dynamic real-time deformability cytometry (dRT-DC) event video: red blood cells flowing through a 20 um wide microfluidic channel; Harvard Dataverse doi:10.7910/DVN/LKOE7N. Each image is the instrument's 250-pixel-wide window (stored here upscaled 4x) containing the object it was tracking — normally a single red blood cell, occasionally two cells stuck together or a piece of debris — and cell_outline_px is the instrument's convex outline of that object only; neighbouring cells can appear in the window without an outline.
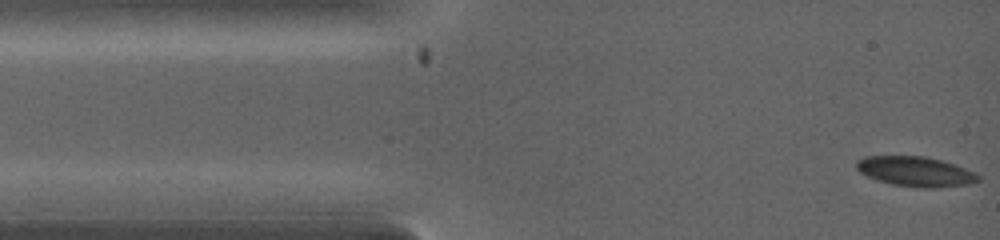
{"species": "common noctule bat (a hibernating species)", "species_latin": "Nyctalus noctula", "temperature_condition": "warm", "stored_images_in_passage": 24, "camera_frame_rate_fps": 5000, "um_per_image_px": 0.085, "animal": {"sex": "female", "body_mass_g": 19.0, "forearm_length_mm": 53.3}, "frame": {"image": 1, "passage_image": 1, "time_ms": 0.0, "image_size_px": [1000, 240], "cell_outline_px": [[980, 180], [968, 184], [936, 188], [920, 188], [892, 184], [876, 180], [860, 172], [856, 168], [856, 160], [864, 156], [924, 156], [940, 160], [964, 168], [980, 176]], "centroid_in_image_um": [77.78, 14.58], "position_along_channel_um": 7.2, "area_um2": 21.1}}
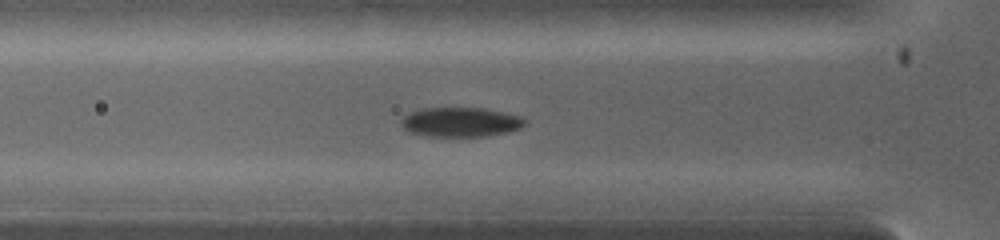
{"frame": {"image": 2, "passage_image": 15, "time_ms": 2.6, "image_size_px": [1000, 240], "cell_outline_px": [[528, 120], [520, 128], [508, 132], [488, 136], [428, 136], [408, 132], [400, 124], [400, 120], [408, 112], [424, 108], [484, 108], [520, 116]], "centroid_in_image_um": [39.13, 10.38], "position_along_channel_um": 86.7, "area_um2": 21.33}}
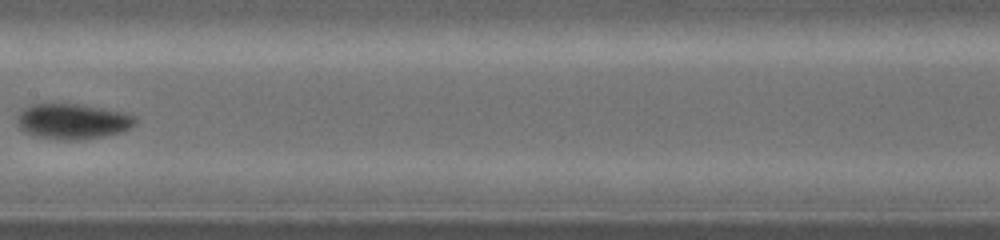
{"frame": {"image": 3, "passage_image": 24, "time_ms": 4.6, "image_size_px": [1000, 240], "cell_outline_px": [[136, 124], [120, 132], [104, 136], [76, 140], [64, 140], [36, 136], [20, 128], [16, 120], [16, 116], [24, 108], [32, 104], [76, 104], [124, 112], [136, 116]], "centroid_in_image_um": [6.17, 10.31], "position_along_channel_um": 201.2, "area_um2": 24.1}}